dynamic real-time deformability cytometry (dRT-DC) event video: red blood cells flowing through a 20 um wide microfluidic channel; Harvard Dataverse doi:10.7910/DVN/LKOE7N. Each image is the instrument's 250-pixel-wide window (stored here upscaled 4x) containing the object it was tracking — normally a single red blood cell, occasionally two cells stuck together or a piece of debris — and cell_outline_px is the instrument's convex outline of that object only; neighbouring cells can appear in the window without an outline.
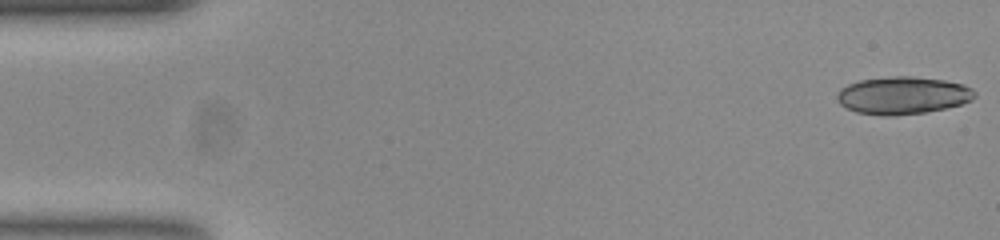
{"species": "common noctule bat (a hibernating species)", "species_latin": "Nyctalus noctula", "temperature_condition": "room temperature", "stored_images_in_passage": 17, "camera_frame_rate_fps": 3000, "um_per_image_px": 0.085, "animal": {"sex": "female", "body_mass_g": 23.0, "forearm_length_mm": 53.4}, "frame": {"image": 1, "passage_image": 1, "time_ms": 0.0, "image_size_px": [1000, 240], "cell_outline_px": [[976, 96], [972, 100], [960, 104], [944, 108], [924, 112], [896, 116], [884, 116], [856, 112], [840, 104], [836, 100], [836, 92], [840, 88], [848, 84], [860, 80], [892, 76], [912, 76], [944, 80], [964, 84], [972, 88], [976, 92]], "centroid_in_image_um": [76.72, 8.1], "position_along_channel_um": 8.3, "area_um2": 30.29}}
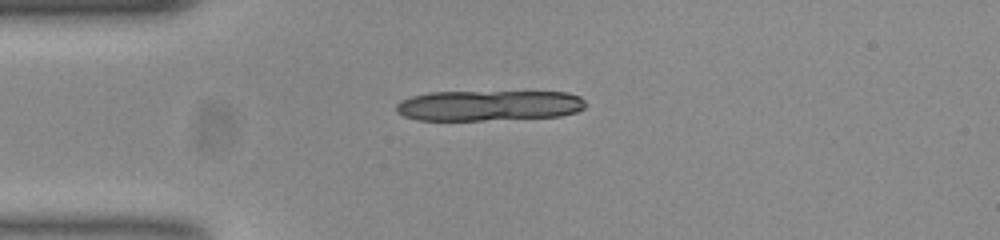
{"frame": {"image": 2, "passage_image": 13, "time_ms": 4.0, "image_size_px": [1000, 240], "cell_outline_px": [[584, 108], [576, 112], [560, 116], [484, 120], [416, 120], [404, 116], [396, 112], [396, 104], [400, 100], [412, 96], [428, 92], [568, 92], [580, 96], [584, 100]], "centroid_in_image_um": [41.51, 8.97], "position_along_channel_um": 43.5, "area_um2": 33.76}}